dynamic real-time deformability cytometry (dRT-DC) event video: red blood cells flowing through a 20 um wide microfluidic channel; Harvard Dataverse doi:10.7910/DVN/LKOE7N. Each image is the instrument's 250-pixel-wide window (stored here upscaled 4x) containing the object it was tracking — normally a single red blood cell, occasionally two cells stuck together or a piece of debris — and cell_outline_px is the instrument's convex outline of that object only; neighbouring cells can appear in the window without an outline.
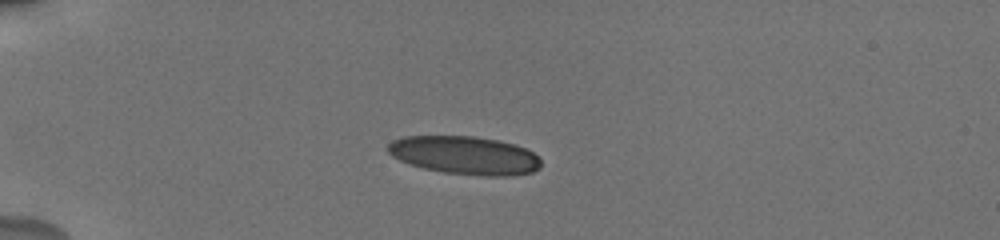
{"species": "human", "species_latin": "Homo sapiens", "temperature_condition": "cold", "stored_images_in_passage": 7, "camera_frame_rate_fps": 3000, "um_per_image_px": 0.085, "donor": {"sex": "male"}, "frame": {"image": 1, "passage_image": 1, "time_ms": 0.0, "image_size_px": [1000, 240], "cell_outline_px": [[540, 168], [532, 172], [512, 176], [484, 176], [444, 172], [424, 168], [400, 160], [392, 156], [388, 152], [388, 144], [392, 140], [404, 136], [472, 136], [496, 140], [516, 144], [532, 152], [540, 160]], "centroid_in_image_um": [39.51, 13.2], "position_along_channel_um": 45.5, "area_um2": 33.99}}